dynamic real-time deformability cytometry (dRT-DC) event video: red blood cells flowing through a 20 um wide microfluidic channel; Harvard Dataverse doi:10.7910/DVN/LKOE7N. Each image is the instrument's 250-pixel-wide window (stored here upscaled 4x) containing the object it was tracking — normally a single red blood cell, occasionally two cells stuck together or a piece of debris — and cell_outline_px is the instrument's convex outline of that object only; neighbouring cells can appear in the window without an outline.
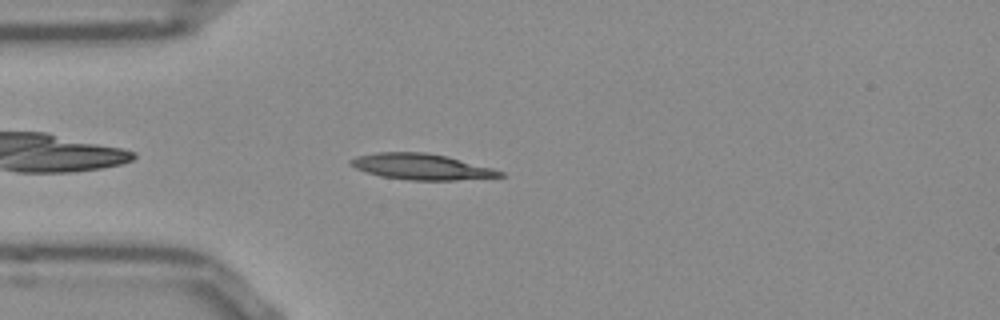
{"species": "Egyptian fruit bat (a non-hibernating species)", "species_latin": "Rousettus aegyptiacus", "temperature_condition": "room temperature", "stored_images_in_passage": 43, "camera_frame_rate_fps": 3000, "um_per_image_px": 0.085, "frame": {"image": 1, "passage_image": 4, "time_ms": 1.0, "image_size_px": [1000, 320], "cell_outline_px": [[504, 176], [456, 180], [408, 180], [380, 176], [356, 168], [348, 164], [348, 160], [356, 156], [376, 152], [424, 152], [444, 156], [492, 168], [504, 172]], "centroid_in_image_um": [35.76, 14.17], "position_along_channel_um": 49.2, "area_um2": 22.31}}
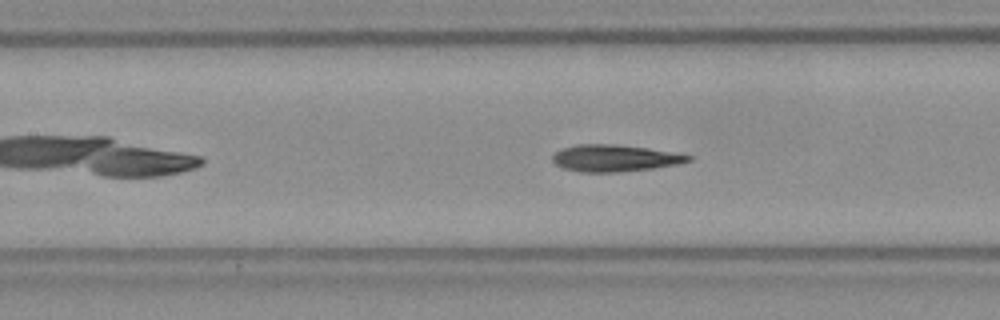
{"frame": {"image": 2, "passage_image": 13, "time_ms": 4.0, "image_size_px": [1000, 320], "cell_outline_px": [[692, 160], [676, 164], [652, 168], [620, 172], [580, 172], [560, 168], [552, 160], [552, 156], [556, 152], [564, 148], [576, 144], [616, 144], [648, 148], [692, 156]], "centroid_in_image_um": [52.2, 13.44], "position_along_channel_um": 155.2, "area_um2": 21.1}}
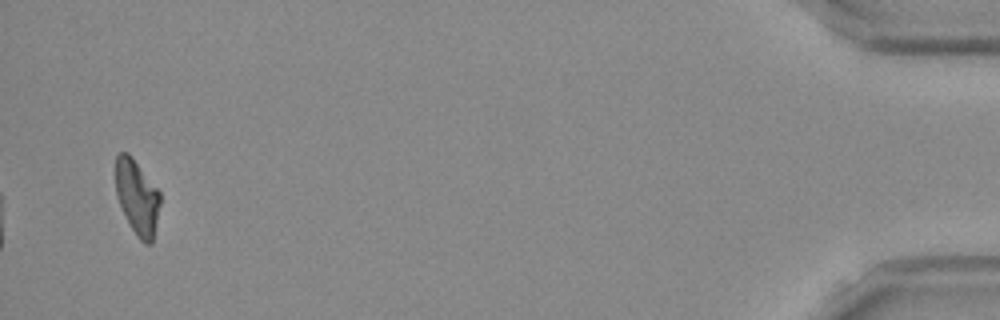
{"frame": {"image": 3, "passage_image": 41, "time_ms": 13.333, "image_size_px": [1000, 320], "cell_outline_px": [[160, 204], [152, 244], [144, 244], [136, 236], [116, 196], [116, 156], [120, 152], [128, 152], [132, 156], [160, 192]], "centroid_in_image_um": [11.66, 16.75], "position_along_channel_um": 423.5, "area_um2": 19.25}, "authors_computed_cell_mechanics": {"area_um2": 21.097, "velocity_mm_per_s": 3.8375, "shape_relaxation_time_tau1_ms": null, "shape_relaxation_time_tau2_ms": 3.6313, "deformation_change_tau1": null, "deformation_change_tau2": 0.1333}}